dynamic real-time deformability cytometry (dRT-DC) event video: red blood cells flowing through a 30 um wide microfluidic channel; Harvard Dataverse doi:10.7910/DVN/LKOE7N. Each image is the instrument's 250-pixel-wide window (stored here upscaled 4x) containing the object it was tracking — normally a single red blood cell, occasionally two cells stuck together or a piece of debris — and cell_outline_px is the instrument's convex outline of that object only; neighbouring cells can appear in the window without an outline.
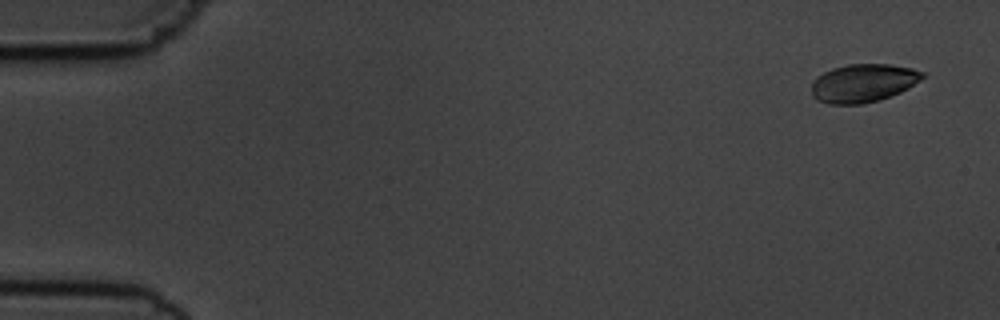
{"species": "common noctule bat (a hibernating species)", "species_latin": "Nyctalus noctula", "temperature_condition": "cold", "stored_images_in_passage": 5, "camera_frame_rate_fps": 3000, "um_per_image_px": 0.085, "animal": {"sex": "male", "body_mass_g": 19.5, "forearm_length_mm": 54.6}, "frame": {"image": 1, "passage_image": 1, "time_ms": 0.0, "image_size_px": [1000, 320], "cell_outline_px": [[924, 76], [920, 80], [908, 88], [900, 92], [880, 100], [864, 104], [828, 104], [816, 100], [812, 96], [812, 80], [816, 76], [832, 68], [848, 64], [888, 64], [912, 68], [924, 72]], "centroid_in_image_um": [73.34, 7.06], "position_along_channel_um": 11.7, "area_um2": 24.91}}
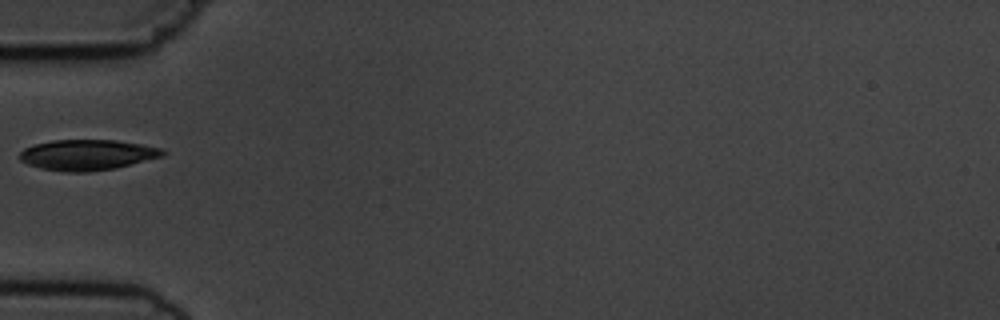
{"frame": {"image": 2, "passage_image": 5, "time_ms": 5.333, "image_size_px": [1000, 320], "cell_outline_px": [[168, 152], [164, 156], [116, 168], [88, 172], [64, 172], [40, 168], [28, 164], [20, 160], [16, 156], [24, 148], [36, 144], [52, 140], [116, 140], [140, 144], [160, 148]], "centroid_in_image_um": [7.41, 13.17], "position_along_channel_um": 77.6, "area_um2": 25.66}}